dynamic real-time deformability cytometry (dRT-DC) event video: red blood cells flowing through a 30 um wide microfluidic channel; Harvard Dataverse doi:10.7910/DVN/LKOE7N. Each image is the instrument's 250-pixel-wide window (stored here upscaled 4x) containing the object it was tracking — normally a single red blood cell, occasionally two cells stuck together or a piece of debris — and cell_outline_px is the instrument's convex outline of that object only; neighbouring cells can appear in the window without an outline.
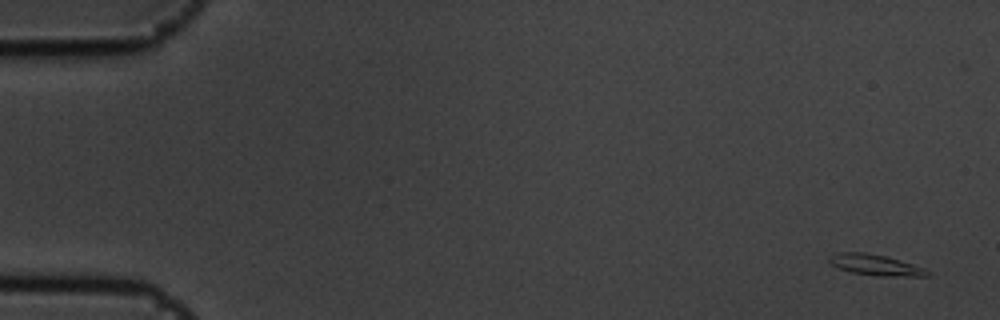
{"species": "common noctule bat (a hibernating species)", "species_latin": "Nyctalus noctula", "temperature_condition": "cold", "stored_images_in_passage": 5, "camera_frame_rate_fps": 3000, "um_per_image_px": 0.085, "animal": {"sex": "male", "body_mass_g": 19.5, "forearm_length_mm": 54.6}, "frame": {"image": 1, "passage_image": 1, "time_ms": 0.0, "image_size_px": [1000, 320], "cell_outline_px": [[932, 272], [928, 276], [880, 276], [852, 272], [840, 268], [832, 264], [828, 260], [828, 256], [836, 252], [864, 252], [884, 256], [900, 260], [924, 268]], "centroid_in_image_um": [74.42, 22.51], "position_along_channel_um": 10.6, "area_um2": 11.85}}
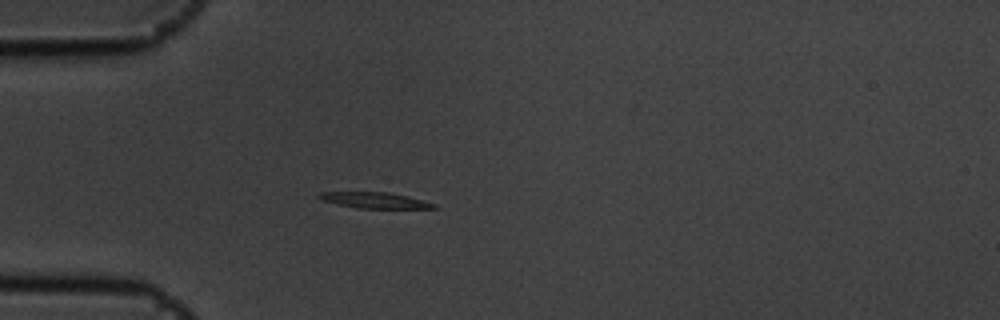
{"frame": {"image": 2, "passage_image": 5, "time_ms": 1.333, "image_size_px": [1000, 320], "cell_outline_px": [[436, 208], [356, 208], [320, 200], [316, 196], [320, 192], [388, 192], [408, 196], [436, 204]], "centroid_in_image_um": [31.8, 17.01], "position_along_channel_um": 53.2, "area_um2": 10.58}}